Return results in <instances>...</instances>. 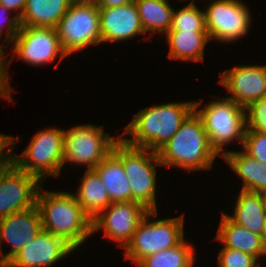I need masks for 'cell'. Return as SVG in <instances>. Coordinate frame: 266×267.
<instances>
[{"instance_id":"obj_26","label":"cell","mask_w":266,"mask_h":267,"mask_svg":"<svg viewBox=\"0 0 266 267\" xmlns=\"http://www.w3.org/2000/svg\"><path fill=\"white\" fill-rule=\"evenodd\" d=\"M238 178L242 179L240 190L258 192L259 161L250 157L243 150L227 151L222 157Z\"/></svg>"},{"instance_id":"obj_33","label":"cell","mask_w":266,"mask_h":267,"mask_svg":"<svg viewBox=\"0 0 266 267\" xmlns=\"http://www.w3.org/2000/svg\"><path fill=\"white\" fill-rule=\"evenodd\" d=\"M9 145L10 135L0 133V169L10 160Z\"/></svg>"},{"instance_id":"obj_3","label":"cell","mask_w":266,"mask_h":267,"mask_svg":"<svg viewBox=\"0 0 266 267\" xmlns=\"http://www.w3.org/2000/svg\"><path fill=\"white\" fill-rule=\"evenodd\" d=\"M163 166L179 167L189 172L210 170L218 154L211 148L202 119L193 111L179 130L157 151Z\"/></svg>"},{"instance_id":"obj_17","label":"cell","mask_w":266,"mask_h":267,"mask_svg":"<svg viewBox=\"0 0 266 267\" xmlns=\"http://www.w3.org/2000/svg\"><path fill=\"white\" fill-rule=\"evenodd\" d=\"M102 43L122 42L146 34L135 2L117 7H99Z\"/></svg>"},{"instance_id":"obj_9","label":"cell","mask_w":266,"mask_h":267,"mask_svg":"<svg viewBox=\"0 0 266 267\" xmlns=\"http://www.w3.org/2000/svg\"><path fill=\"white\" fill-rule=\"evenodd\" d=\"M62 50L74 54L102 43L99 7L71 4L56 27Z\"/></svg>"},{"instance_id":"obj_24","label":"cell","mask_w":266,"mask_h":267,"mask_svg":"<svg viewBox=\"0 0 266 267\" xmlns=\"http://www.w3.org/2000/svg\"><path fill=\"white\" fill-rule=\"evenodd\" d=\"M134 2L141 25L145 33L149 32L147 37L156 32L166 34L171 29L174 8L169 5L168 0H134Z\"/></svg>"},{"instance_id":"obj_12","label":"cell","mask_w":266,"mask_h":267,"mask_svg":"<svg viewBox=\"0 0 266 267\" xmlns=\"http://www.w3.org/2000/svg\"><path fill=\"white\" fill-rule=\"evenodd\" d=\"M42 182L11 160L0 169V218L34 207Z\"/></svg>"},{"instance_id":"obj_30","label":"cell","mask_w":266,"mask_h":267,"mask_svg":"<svg viewBox=\"0 0 266 267\" xmlns=\"http://www.w3.org/2000/svg\"><path fill=\"white\" fill-rule=\"evenodd\" d=\"M245 111L246 131L266 132V96L251 103Z\"/></svg>"},{"instance_id":"obj_5","label":"cell","mask_w":266,"mask_h":267,"mask_svg":"<svg viewBox=\"0 0 266 267\" xmlns=\"http://www.w3.org/2000/svg\"><path fill=\"white\" fill-rule=\"evenodd\" d=\"M221 98L208 102L200 109L202 101L194 100V111L202 119L211 148L222 158L227 152L223 147L235 139L243 145L247 123L245 108L227 97Z\"/></svg>"},{"instance_id":"obj_10","label":"cell","mask_w":266,"mask_h":267,"mask_svg":"<svg viewBox=\"0 0 266 267\" xmlns=\"http://www.w3.org/2000/svg\"><path fill=\"white\" fill-rule=\"evenodd\" d=\"M12 57L6 66V78L9 83V65L17 57L32 66H40L53 63L60 55V60L67 54L62 50L56 28L21 26L19 33L11 41Z\"/></svg>"},{"instance_id":"obj_39","label":"cell","mask_w":266,"mask_h":267,"mask_svg":"<svg viewBox=\"0 0 266 267\" xmlns=\"http://www.w3.org/2000/svg\"><path fill=\"white\" fill-rule=\"evenodd\" d=\"M261 239H262L264 246L266 247V222L264 223V226H263V230L261 233Z\"/></svg>"},{"instance_id":"obj_14","label":"cell","mask_w":266,"mask_h":267,"mask_svg":"<svg viewBox=\"0 0 266 267\" xmlns=\"http://www.w3.org/2000/svg\"><path fill=\"white\" fill-rule=\"evenodd\" d=\"M221 74L217 82L231 94L227 98L243 108L266 96V65H236Z\"/></svg>"},{"instance_id":"obj_1","label":"cell","mask_w":266,"mask_h":267,"mask_svg":"<svg viewBox=\"0 0 266 267\" xmlns=\"http://www.w3.org/2000/svg\"><path fill=\"white\" fill-rule=\"evenodd\" d=\"M193 111L194 102L191 101L169 102L140 109L124 127L121 138L131 146L157 151L174 136ZM123 135H131V138Z\"/></svg>"},{"instance_id":"obj_16","label":"cell","mask_w":266,"mask_h":267,"mask_svg":"<svg viewBox=\"0 0 266 267\" xmlns=\"http://www.w3.org/2000/svg\"><path fill=\"white\" fill-rule=\"evenodd\" d=\"M42 230V218L37 205L0 218V249L3 241L11 246L10 251L3 254V267Z\"/></svg>"},{"instance_id":"obj_31","label":"cell","mask_w":266,"mask_h":267,"mask_svg":"<svg viewBox=\"0 0 266 267\" xmlns=\"http://www.w3.org/2000/svg\"><path fill=\"white\" fill-rule=\"evenodd\" d=\"M7 12H10V10L0 5V32L3 33V28H5V26L3 25H7L6 32L4 33V35L6 34V38L9 41H12L20 31V18L17 15L9 18V14Z\"/></svg>"},{"instance_id":"obj_32","label":"cell","mask_w":266,"mask_h":267,"mask_svg":"<svg viewBox=\"0 0 266 267\" xmlns=\"http://www.w3.org/2000/svg\"><path fill=\"white\" fill-rule=\"evenodd\" d=\"M12 92H14V89L10 86L6 78V66L0 61V95L10 102L13 100L11 96Z\"/></svg>"},{"instance_id":"obj_6","label":"cell","mask_w":266,"mask_h":267,"mask_svg":"<svg viewBox=\"0 0 266 267\" xmlns=\"http://www.w3.org/2000/svg\"><path fill=\"white\" fill-rule=\"evenodd\" d=\"M122 161L131 189V201L140 203L149 211H157L156 166H163L157 152L134 147L121 137L112 150Z\"/></svg>"},{"instance_id":"obj_7","label":"cell","mask_w":266,"mask_h":267,"mask_svg":"<svg viewBox=\"0 0 266 267\" xmlns=\"http://www.w3.org/2000/svg\"><path fill=\"white\" fill-rule=\"evenodd\" d=\"M158 211H149L138 224L131 242L125 248V259L138 264L146 256L173 248L184 238V215L152 221Z\"/></svg>"},{"instance_id":"obj_8","label":"cell","mask_w":266,"mask_h":267,"mask_svg":"<svg viewBox=\"0 0 266 267\" xmlns=\"http://www.w3.org/2000/svg\"><path fill=\"white\" fill-rule=\"evenodd\" d=\"M104 126L76 125L65 130L63 143V166L65 163L85 165L94 169L112 150L120 139L104 132Z\"/></svg>"},{"instance_id":"obj_4","label":"cell","mask_w":266,"mask_h":267,"mask_svg":"<svg viewBox=\"0 0 266 267\" xmlns=\"http://www.w3.org/2000/svg\"><path fill=\"white\" fill-rule=\"evenodd\" d=\"M64 129L56 127L38 131L28 146L17 155L12 153L19 136H10V160L20 169L37 177L41 182L47 176H60L63 167Z\"/></svg>"},{"instance_id":"obj_2","label":"cell","mask_w":266,"mask_h":267,"mask_svg":"<svg viewBox=\"0 0 266 267\" xmlns=\"http://www.w3.org/2000/svg\"><path fill=\"white\" fill-rule=\"evenodd\" d=\"M43 190L41 186L36 203L43 229L63 238L74 249H79L93 234L91 217L71 192Z\"/></svg>"},{"instance_id":"obj_28","label":"cell","mask_w":266,"mask_h":267,"mask_svg":"<svg viewBox=\"0 0 266 267\" xmlns=\"http://www.w3.org/2000/svg\"><path fill=\"white\" fill-rule=\"evenodd\" d=\"M220 267H260V261L248 254L236 249L223 247L218 256Z\"/></svg>"},{"instance_id":"obj_23","label":"cell","mask_w":266,"mask_h":267,"mask_svg":"<svg viewBox=\"0 0 266 267\" xmlns=\"http://www.w3.org/2000/svg\"><path fill=\"white\" fill-rule=\"evenodd\" d=\"M80 180V186L77 188L76 193L72 194L93 220L111 204L110 197L106 187L94 169L86 170Z\"/></svg>"},{"instance_id":"obj_34","label":"cell","mask_w":266,"mask_h":267,"mask_svg":"<svg viewBox=\"0 0 266 267\" xmlns=\"http://www.w3.org/2000/svg\"><path fill=\"white\" fill-rule=\"evenodd\" d=\"M0 5L8 8L10 11L11 10L19 11L17 13V16L21 18L26 5V0H0Z\"/></svg>"},{"instance_id":"obj_27","label":"cell","mask_w":266,"mask_h":267,"mask_svg":"<svg viewBox=\"0 0 266 267\" xmlns=\"http://www.w3.org/2000/svg\"><path fill=\"white\" fill-rule=\"evenodd\" d=\"M170 30L207 31L205 28L204 10L196 4L189 3L177 11H173Z\"/></svg>"},{"instance_id":"obj_18","label":"cell","mask_w":266,"mask_h":267,"mask_svg":"<svg viewBox=\"0 0 266 267\" xmlns=\"http://www.w3.org/2000/svg\"><path fill=\"white\" fill-rule=\"evenodd\" d=\"M215 240L220 241L224 247L248 253L258 261L260 256L266 255V247L262 242L261 235L234 223L225 212L221 213Z\"/></svg>"},{"instance_id":"obj_21","label":"cell","mask_w":266,"mask_h":267,"mask_svg":"<svg viewBox=\"0 0 266 267\" xmlns=\"http://www.w3.org/2000/svg\"><path fill=\"white\" fill-rule=\"evenodd\" d=\"M70 5V0H26L20 24L56 28Z\"/></svg>"},{"instance_id":"obj_37","label":"cell","mask_w":266,"mask_h":267,"mask_svg":"<svg viewBox=\"0 0 266 267\" xmlns=\"http://www.w3.org/2000/svg\"><path fill=\"white\" fill-rule=\"evenodd\" d=\"M2 34H3V33L0 32V39H1ZM0 41H1V40H0ZM3 43H5L7 47H9V45H11V41H9V40L5 37V39L3 40L2 44H0V61H1L5 66H7L8 63H9V60L6 59V58L8 57L7 55L4 57L5 52H4V50H3V48H4ZM3 57H4V58H3Z\"/></svg>"},{"instance_id":"obj_20","label":"cell","mask_w":266,"mask_h":267,"mask_svg":"<svg viewBox=\"0 0 266 267\" xmlns=\"http://www.w3.org/2000/svg\"><path fill=\"white\" fill-rule=\"evenodd\" d=\"M111 202L131 201V189L121 159L111 151L95 168Z\"/></svg>"},{"instance_id":"obj_42","label":"cell","mask_w":266,"mask_h":267,"mask_svg":"<svg viewBox=\"0 0 266 267\" xmlns=\"http://www.w3.org/2000/svg\"><path fill=\"white\" fill-rule=\"evenodd\" d=\"M179 1H184V2H185V1H187V0H179ZM195 1H196V0H192L190 3L195 4Z\"/></svg>"},{"instance_id":"obj_25","label":"cell","mask_w":266,"mask_h":267,"mask_svg":"<svg viewBox=\"0 0 266 267\" xmlns=\"http://www.w3.org/2000/svg\"><path fill=\"white\" fill-rule=\"evenodd\" d=\"M194 246L185 239L177 246L165 249L142 259L138 267H193L195 261Z\"/></svg>"},{"instance_id":"obj_19","label":"cell","mask_w":266,"mask_h":267,"mask_svg":"<svg viewBox=\"0 0 266 267\" xmlns=\"http://www.w3.org/2000/svg\"><path fill=\"white\" fill-rule=\"evenodd\" d=\"M165 37L168 57L179 61H204V49L210 39L207 31L169 30Z\"/></svg>"},{"instance_id":"obj_15","label":"cell","mask_w":266,"mask_h":267,"mask_svg":"<svg viewBox=\"0 0 266 267\" xmlns=\"http://www.w3.org/2000/svg\"><path fill=\"white\" fill-rule=\"evenodd\" d=\"M73 251L75 249L63 238L43 229L5 267H51Z\"/></svg>"},{"instance_id":"obj_11","label":"cell","mask_w":266,"mask_h":267,"mask_svg":"<svg viewBox=\"0 0 266 267\" xmlns=\"http://www.w3.org/2000/svg\"><path fill=\"white\" fill-rule=\"evenodd\" d=\"M242 0H211L204 9L205 28L210 40L232 43L250 29L251 14Z\"/></svg>"},{"instance_id":"obj_29","label":"cell","mask_w":266,"mask_h":267,"mask_svg":"<svg viewBox=\"0 0 266 267\" xmlns=\"http://www.w3.org/2000/svg\"><path fill=\"white\" fill-rule=\"evenodd\" d=\"M242 148L250 157L266 165V132L246 131Z\"/></svg>"},{"instance_id":"obj_13","label":"cell","mask_w":266,"mask_h":267,"mask_svg":"<svg viewBox=\"0 0 266 267\" xmlns=\"http://www.w3.org/2000/svg\"><path fill=\"white\" fill-rule=\"evenodd\" d=\"M148 212L143 205L134 201L111 202L92 220L93 235L103 229L104 236L117 242V247L125 249Z\"/></svg>"},{"instance_id":"obj_41","label":"cell","mask_w":266,"mask_h":267,"mask_svg":"<svg viewBox=\"0 0 266 267\" xmlns=\"http://www.w3.org/2000/svg\"><path fill=\"white\" fill-rule=\"evenodd\" d=\"M0 254L2 255H0V267H3V251H2V249H0Z\"/></svg>"},{"instance_id":"obj_36","label":"cell","mask_w":266,"mask_h":267,"mask_svg":"<svg viewBox=\"0 0 266 267\" xmlns=\"http://www.w3.org/2000/svg\"><path fill=\"white\" fill-rule=\"evenodd\" d=\"M134 2V0H100V7H117Z\"/></svg>"},{"instance_id":"obj_35","label":"cell","mask_w":266,"mask_h":267,"mask_svg":"<svg viewBox=\"0 0 266 267\" xmlns=\"http://www.w3.org/2000/svg\"><path fill=\"white\" fill-rule=\"evenodd\" d=\"M266 189V165L259 162L258 193Z\"/></svg>"},{"instance_id":"obj_38","label":"cell","mask_w":266,"mask_h":267,"mask_svg":"<svg viewBox=\"0 0 266 267\" xmlns=\"http://www.w3.org/2000/svg\"><path fill=\"white\" fill-rule=\"evenodd\" d=\"M71 4L92 5L100 7V0H70Z\"/></svg>"},{"instance_id":"obj_22","label":"cell","mask_w":266,"mask_h":267,"mask_svg":"<svg viewBox=\"0 0 266 267\" xmlns=\"http://www.w3.org/2000/svg\"><path fill=\"white\" fill-rule=\"evenodd\" d=\"M236 197L233 215H226L234 223L261 235L266 222V211L260 193L241 190Z\"/></svg>"},{"instance_id":"obj_40","label":"cell","mask_w":266,"mask_h":267,"mask_svg":"<svg viewBox=\"0 0 266 267\" xmlns=\"http://www.w3.org/2000/svg\"><path fill=\"white\" fill-rule=\"evenodd\" d=\"M260 196L262 198V202H263V205H264V208L266 211V189H264L260 192Z\"/></svg>"}]
</instances>
